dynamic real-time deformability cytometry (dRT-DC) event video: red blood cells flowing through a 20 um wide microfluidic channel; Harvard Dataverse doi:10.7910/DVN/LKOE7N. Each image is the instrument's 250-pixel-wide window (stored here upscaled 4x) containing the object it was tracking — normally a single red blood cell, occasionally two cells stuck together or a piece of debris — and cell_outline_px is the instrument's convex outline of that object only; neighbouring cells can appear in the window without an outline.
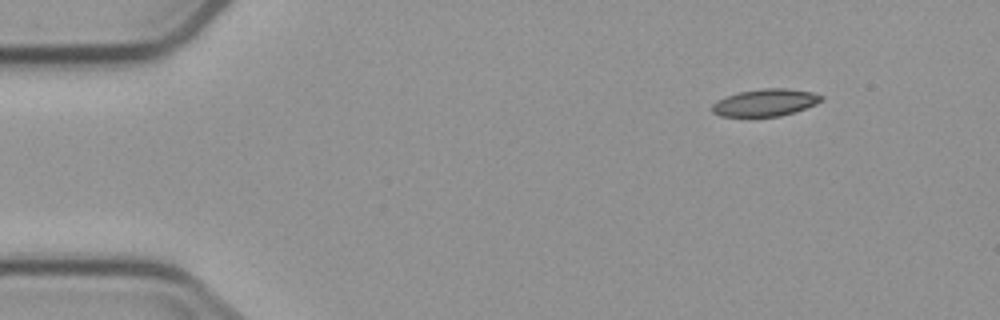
{"species": "common noctule bat (a hibernating species)", "species_latin": "Nyctalus noctula", "temperature_condition": "cold", "stored_images_in_passage": 4, "camera_frame_rate_fps": 3000, "um_per_image_px": 0.085, "animal": {"sex": "male", "body_mass_g": 23.1, "forearm_length_mm": 52.7}, "frame": {"image": 1, "passage_image": 1, "time_ms": 0.0, "image_size_px": [1000, 320], "cell_outline_px": [[824, 100], [816, 104], [780, 116], [720, 116], [712, 112], [712, 104], [716, 100], [724, 96], [740, 92], [764, 88], [784, 88], [812, 92], [824, 96]], "centroid_in_image_um": [65.03, 8.71], "position_along_channel_um": 20.0, "area_um2": 17.22}}
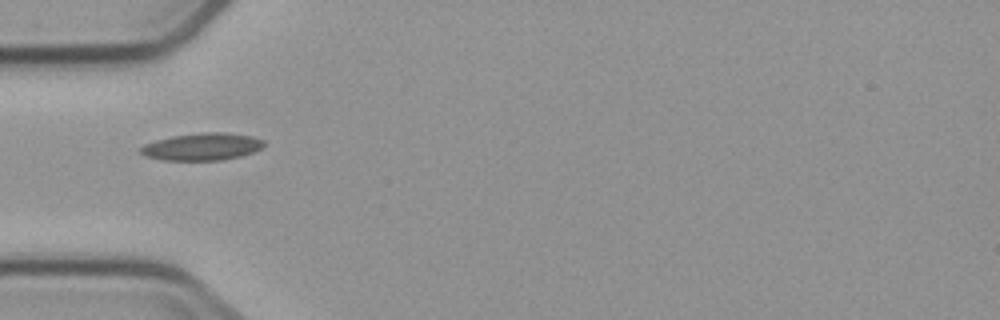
{"frame": {"image": 2, "passage_image": 4, "time_ms": 3.667, "image_size_px": [1000, 320], "cell_outline_px": [[264, 144], [260, 148], [252, 152], [240, 156], [224, 160], [160, 160], [144, 156], [140, 152], [140, 148], [144, 144], [156, 140], [172, 136], [204, 132], [220, 132], [252, 136], [264, 140]], "centroid_in_image_um": [17.14, 12.47], "position_along_channel_um": 67.9, "area_um2": 19.54}}